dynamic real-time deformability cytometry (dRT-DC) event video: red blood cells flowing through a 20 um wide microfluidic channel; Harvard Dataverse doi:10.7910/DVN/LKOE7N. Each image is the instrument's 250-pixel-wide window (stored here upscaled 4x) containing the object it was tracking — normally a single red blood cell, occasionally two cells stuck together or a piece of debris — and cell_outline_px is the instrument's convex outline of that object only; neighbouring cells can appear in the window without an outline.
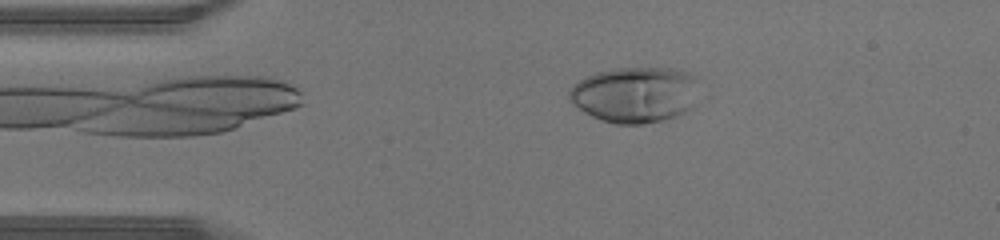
{"species": "human", "species_latin": "Homo sapiens", "temperature_condition": "warm", "stored_images_in_passage": 41, "camera_frame_rate_fps": 3000, "um_per_image_px": 0.085, "donor": {"sex": "male"}, "frame": {"image": 1, "passage_image": 5, "time_ms": 1.333, "image_size_px": [1000, 240], "cell_outline_px": [[696, 80], [692, 108], [676, 116], [664, 120], [640, 124], [616, 124], [592, 116], [584, 112], [572, 104], [568, 100], [568, 92], [572, 84], [596, 72], [616, 68], [672, 68], [688, 72], [696, 76]], "centroid_in_image_um": [53.93, 8.04], "position_along_channel_um": 31.1, "area_um2": 42.19}}
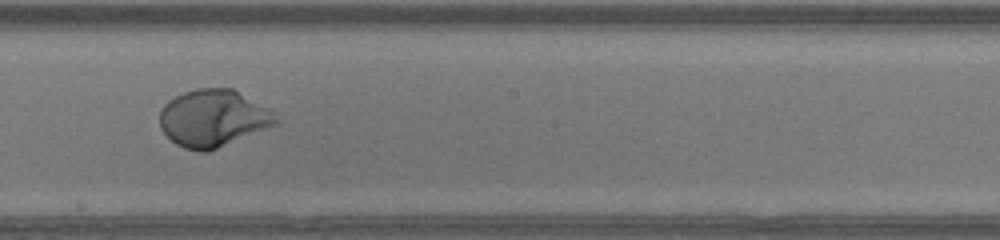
{"frame": {"image": 2, "passage_image": 21, "time_ms": 6.667, "image_size_px": [1000, 240], "cell_outline_px": [[276, 124], [216, 148], [204, 152], [200, 152], [184, 148], [176, 144], [160, 128], [160, 108], [168, 100], [184, 92], [196, 88], [232, 88], [276, 112]], "centroid_in_image_um": [18.09, 10.03], "position_along_channel_um": 230.1, "area_um2": 38.26}}
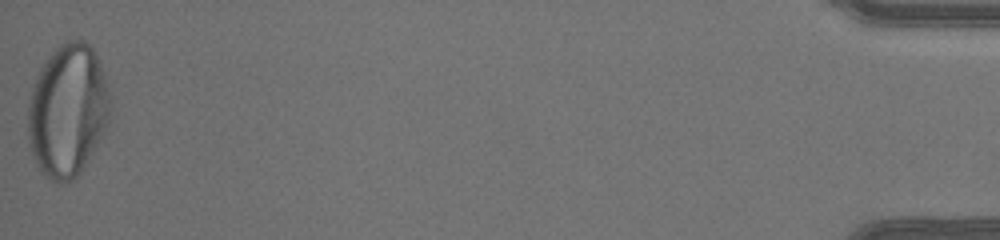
{"frame": {"image": 3, "passage_image": 41, "time_ms": 13.333, "image_size_px": [1000, 240], "cell_outline_px": [[112, 104], [104, 128], [92, 152], [80, 172], [72, 180], [60, 184], [56, 184], [44, 176], [40, 172], [36, 164], [28, 140], [28, 104], [32, 88], [36, 76], [40, 68], [52, 52], [64, 40], [84, 40], [92, 48], [100, 64], [112, 92]], "centroid_in_image_um": [5.74, 9.39], "position_along_channel_um": 429.5, "area_um2": 63.7}}